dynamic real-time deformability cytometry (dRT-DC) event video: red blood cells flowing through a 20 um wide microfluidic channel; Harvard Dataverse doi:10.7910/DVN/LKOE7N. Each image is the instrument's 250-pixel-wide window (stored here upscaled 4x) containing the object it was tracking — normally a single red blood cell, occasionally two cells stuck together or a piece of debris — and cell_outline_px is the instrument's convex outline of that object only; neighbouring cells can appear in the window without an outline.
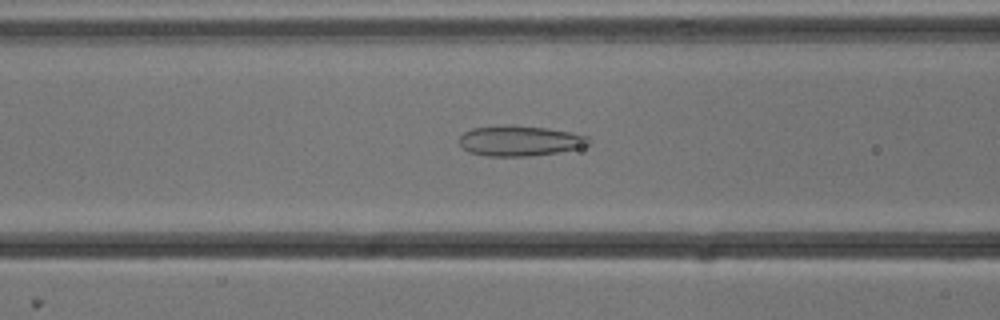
{"species": "common noctule bat (a hibernating species)", "species_latin": "Nyctalus noctula", "temperature_condition": "cold", "stored_images_in_passage": 53, "camera_frame_rate_fps": 3000, "um_per_image_px": 0.085, "animal": {"sex": "male", "body_mass_g": 13.3}, "frame": {"image": 1, "passage_image": 21, "time_ms": 6.667, "image_size_px": [1000, 320], "cell_outline_px": [[592, 144], [580, 148], [532, 156], [488, 156], [468, 152], [460, 144], [460, 136], [464, 132], [472, 128], [512, 124], [548, 128], [572, 132], [588, 136], [592, 140]], "centroid_in_image_um": [44.23, 11.96], "position_along_channel_um": 122.4, "area_um2": 23.18}}
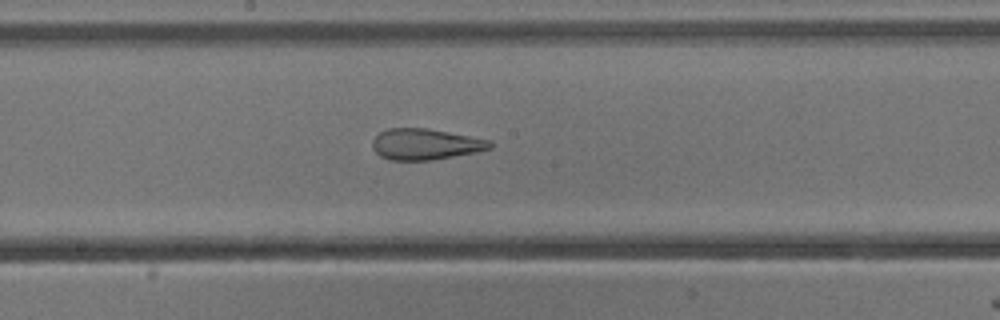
{"frame": {"image": 2, "passage_image": 28, "time_ms": 9.0, "image_size_px": [1000, 320], "cell_outline_px": [[492, 148], [476, 152], [432, 160], [388, 160], [380, 156], [372, 148], [372, 140], [380, 132], [388, 128], [428, 128], [492, 140]], "centroid_in_image_um": [36.16, 12.25], "position_along_channel_um": 212.0, "area_um2": 21.39}}
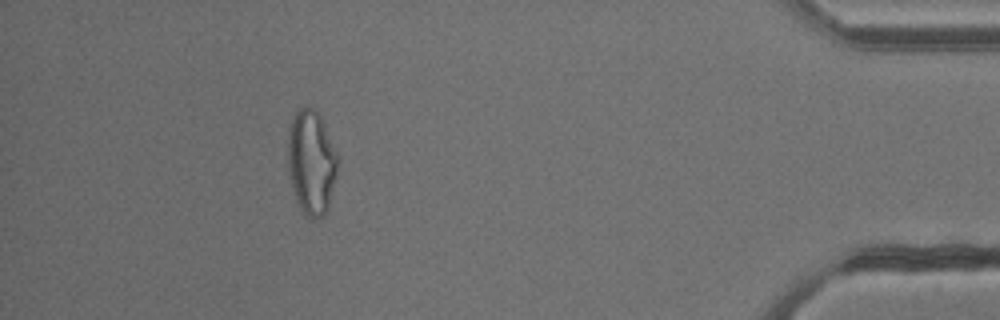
{"frame": {"image": 3, "passage_image": 48, "time_ms": 15.667, "image_size_px": [1000, 320], "cell_outline_px": [[340, 160], [328, 212], [324, 216], [316, 220], [312, 220], [304, 216], [296, 200], [288, 168], [288, 132], [292, 120], [296, 112], [300, 108], [312, 108], [320, 116], [340, 156]], "centroid_in_image_um": [26.51, 13.87], "position_along_channel_um": 408.7, "area_um2": 30.87}, "authors_computed_cell_mechanics": {"area_um2": 28.1486, "velocity_mm_per_s": 3.8316, "shape_relaxation_time_tau1_ms": null, "shape_relaxation_time_tau2_ms": 1.7784, "deformation_change_tau1": null, "deformation_change_tau2": 0.0941}}